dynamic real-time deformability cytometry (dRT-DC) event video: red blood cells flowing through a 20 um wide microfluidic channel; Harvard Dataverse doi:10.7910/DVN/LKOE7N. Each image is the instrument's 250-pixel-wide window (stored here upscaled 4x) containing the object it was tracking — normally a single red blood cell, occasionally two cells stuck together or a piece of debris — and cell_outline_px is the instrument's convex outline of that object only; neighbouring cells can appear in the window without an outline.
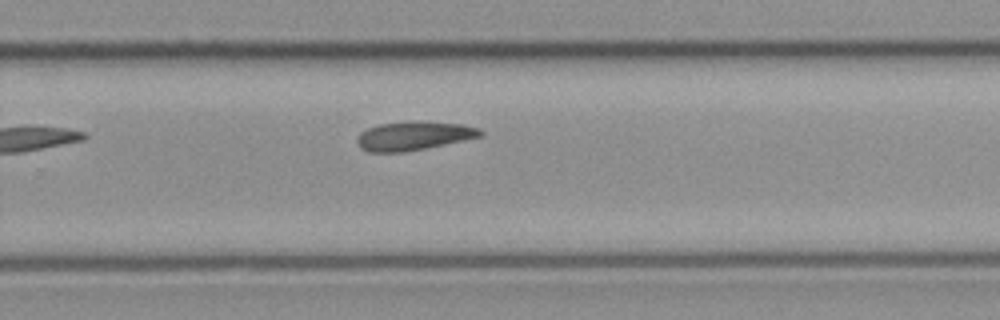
{"species": "common noctule bat (a hibernating species)", "species_latin": "Nyctalus noctula", "temperature_condition": "cold", "stored_images_in_passage": 10, "camera_frame_rate_fps": 3000, "um_per_image_px": 0.085, "animal": {"sex": "female", "body_mass_g": 21.9}, "frame": {"image": 1, "passage_image": 10, "time_ms": 3.0, "image_size_px": [1000, 320], "cell_outline_px": [[484, 136], [428, 148], [404, 152], [368, 152], [360, 148], [356, 140], [360, 132], [368, 128], [380, 124], [416, 120], [464, 124], [480, 128], [484, 132]], "centroid_in_image_um": [35.21, 11.54], "position_along_channel_um": 294.6, "area_um2": 21.1}}